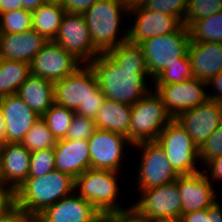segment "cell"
<instances>
[{
    "label": "cell",
    "mask_w": 222,
    "mask_h": 222,
    "mask_svg": "<svg viewBox=\"0 0 222 222\" xmlns=\"http://www.w3.org/2000/svg\"><path fill=\"white\" fill-rule=\"evenodd\" d=\"M89 65L106 99L133 105L152 89V78L139 45L127 41L100 53Z\"/></svg>",
    "instance_id": "6da1fadb"
},
{
    "label": "cell",
    "mask_w": 222,
    "mask_h": 222,
    "mask_svg": "<svg viewBox=\"0 0 222 222\" xmlns=\"http://www.w3.org/2000/svg\"><path fill=\"white\" fill-rule=\"evenodd\" d=\"M74 192L75 179L55 169L40 177H28L14 192V203L36 217Z\"/></svg>",
    "instance_id": "7a4b0ae2"
},
{
    "label": "cell",
    "mask_w": 222,
    "mask_h": 222,
    "mask_svg": "<svg viewBox=\"0 0 222 222\" xmlns=\"http://www.w3.org/2000/svg\"><path fill=\"white\" fill-rule=\"evenodd\" d=\"M128 12L121 0H98L83 14L93 46L100 53H107L128 41V31L121 30V19L126 18Z\"/></svg>",
    "instance_id": "3957f363"
},
{
    "label": "cell",
    "mask_w": 222,
    "mask_h": 222,
    "mask_svg": "<svg viewBox=\"0 0 222 222\" xmlns=\"http://www.w3.org/2000/svg\"><path fill=\"white\" fill-rule=\"evenodd\" d=\"M118 175L121 174L111 170L90 168L75 179V192L101 214L128 211L131 205L123 208L118 200L120 196Z\"/></svg>",
    "instance_id": "277c9868"
},
{
    "label": "cell",
    "mask_w": 222,
    "mask_h": 222,
    "mask_svg": "<svg viewBox=\"0 0 222 222\" xmlns=\"http://www.w3.org/2000/svg\"><path fill=\"white\" fill-rule=\"evenodd\" d=\"M191 43L189 29L182 24L176 31L154 36L139 44L148 72L153 80L173 63H181V58L188 55Z\"/></svg>",
    "instance_id": "5b68a950"
},
{
    "label": "cell",
    "mask_w": 222,
    "mask_h": 222,
    "mask_svg": "<svg viewBox=\"0 0 222 222\" xmlns=\"http://www.w3.org/2000/svg\"><path fill=\"white\" fill-rule=\"evenodd\" d=\"M173 120L160 96L152 88L131 106L130 142L156 141L159 134Z\"/></svg>",
    "instance_id": "8992f818"
},
{
    "label": "cell",
    "mask_w": 222,
    "mask_h": 222,
    "mask_svg": "<svg viewBox=\"0 0 222 222\" xmlns=\"http://www.w3.org/2000/svg\"><path fill=\"white\" fill-rule=\"evenodd\" d=\"M156 141L164 149L168 161L179 176L202 171L197 164L200 161L199 148L175 119L165 127Z\"/></svg>",
    "instance_id": "52a82bcc"
},
{
    "label": "cell",
    "mask_w": 222,
    "mask_h": 222,
    "mask_svg": "<svg viewBox=\"0 0 222 222\" xmlns=\"http://www.w3.org/2000/svg\"><path fill=\"white\" fill-rule=\"evenodd\" d=\"M138 201L131 209L147 222L180 219L182 200L177 187V180L138 192Z\"/></svg>",
    "instance_id": "ba28073f"
},
{
    "label": "cell",
    "mask_w": 222,
    "mask_h": 222,
    "mask_svg": "<svg viewBox=\"0 0 222 222\" xmlns=\"http://www.w3.org/2000/svg\"><path fill=\"white\" fill-rule=\"evenodd\" d=\"M141 152L140 163L135 174L138 192L165 185L179 176L168 161L164 149L157 141H143L132 146Z\"/></svg>",
    "instance_id": "9c48e42d"
},
{
    "label": "cell",
    "mask_w": 222,
    "mask_h": 222,
    "mask_svg": "<svg viewBox=\"0 0 222 222\" xmlns=\"http://www.w3.org/2000/svg\"><path fill=\"white\" fill-rule=\"evenodd\" d=\"M55 104L76 111L88 98H105L89 64H83L63 80L54 82Z\"/></svg>",
    "instance_id": "30bf717a"
},
{
    "label": "cell",
    "mask_w": 222,
    "mask_h": 222,
    "mask_svg": "<svg viewBox=\"0 0 222 222\" xmlns=\"http://www.w3.org/2000/svg\"><path fill=\"white\" fill-rule=\"evenodd\" d=\"M82 64H90L100 52L93 46L83 14L65 13L53 40Z\"/></svg>",
    "instance_id": "8fae6325"
},
{
    "label": "cell",
    "mask_w": 222,
    "mask_h": 222,
    "mask_svg": "<svg viewBox=\"0 0 222 222\" xmlns=\"http://www.w3.org/2000/svg\"><path fill=\"white\" fill-rule=\"evenodd\" d=\"M152 86L173 119L208 100L207 83L198 78L188 79L181 83Z\"/></svg>",
    "instance_id": "7c38bea8"
},
{
    "label": "cell",
    "mask_w": 222,
    "mask_h": 222,
    "mask_svg": "<svg viewBox=\"0 0 222 222\" xmlns=\"http://www.w3.org/2000/svg\"><path fill=\"white\" fill-rule=\"evenodd\" d=\"M128 145L133 146L127 137L119 133L97 129L88 139L90 168L120 173Z\"/></svg>",
    "instance_id": "4fadbf2b"
},
{
    "label": "cell",
    "mask_w": 222,
    "mask_h": 222,
    "mask_svg": "<svg viewBox=\"0 0 222 222\" xmlns=\"http://www.w3.org/2000/svg\"><path fill=\"white\" fill-rule=\"evenodd\" d=\"M83 64L55 41H47L30 62L31 74L56 82L74 73Z\"/></svg>",
    "instance_id": "5bb4252c"
},
{
    "label": "cell",
    "mask_w": 222,
    "mask_h": 222,
    "mask_svg": "<svg viewBox=\"0 0 222 222\" xmlns=\"http://www.w3.org/2000/svg\"><path fill=\"white\" fill-rule=\"evenodd\" d=\"M128 14L134 19L128 31V42L139 45L154 36H161L176 31L182 23L169 14L146 9L143 5L129 9Z\"/></svg>",
    "instance_id": "9a60e30c"
},
{
    "label": "cell",
    "mask_w": 222,
    "mask_h": 222,
    "mask_svg": "<svg viewBox=\"0 0 222 222\" xmlns=\"http://www.w3.org/2000/svg\"><path fill=\"white\" fill-rule=\"evenodd\" d=\"M0 109L5 123V143H21L41 119L17 94L0 98Z\"/></svg>",
    "instance_id": "2e32d148"
},
{
    "label": "cell",
    "mask_w": 222,
    "mask_h": 222,
    "mask_svg": "<svg viewBox=\"0 0 222 222\" xmlns=\"http://www.w3.org/2000/svg\"><path fill=\"white\" fill-rule=\"evenodd\" d=\"M175 120L191 136L200 148L209 136L222 124L216 101L205 103L179 114Z\"/></svg>",
    "instance_id": "e0dca14e"
},
{
    "label": "cell",
    "mask_w": 222,
    "mask_h": 222,
    "mask_svg": "<svg viewBox=\"0 0 222 222\" xmlns=\"http://www.w3.org/2000/svg\"><path fill=\"white\" fill-rule=\"evenodd\" d=\"M101 213L76 192L45 208L38 222H94Z\"/></svg>",
    "instance_id": "ac0fdd59"
},
{
    "label": "cell",
    "mask_w": 222,
    "mask_h": 222,
    "mask_svg": "<svg viewBox=\"0 0 222 222\" xmlns=\"http://www.w3.org/2000/svg\"><path fill=\"white\" fill-rule=\"evenodd\" d=\"M177 187L182 200V215L207 209L218 201L215 188L203 171L178 176Z\"/></svg>",
    "instance_id": "d6986e66"
},
{
    "label": "cell",
    "mask_w": 222,
    "mask_h": 222,
    "mask_svg": "<svg viewBox=\"0 0 222 222\" xmlns=\"http://www.w3.org/2000/svg\"><path fill=\"white\" fill-rule=\"evenodd\" d=\"M30 156L21 143L1 144L0 178L13 192L28 178Z\"/></svg>",
    "instance_id": "ffe728a7"
},
{
    "label": "cell",
    "mask_w": 222,
    "mask_h": 222,
    "mask_svg": "<svg viewBox=\"0 0 222 222\" xmlns=\"http://www.w3.org/2000/svg\"><path fill=\"white\" fill-rule=\"evenodd\" d=\"M55 168L74 179L90 169L88 140H57L54 147Z\"/></svg>",
    "instance_id": "44dd1931"
},
{
    "label": "cell",
    "mask_w": 222,
    "mask_h": 222,
    "mask_svg": "<svg viewBox=\"0 0 222 222\" xmlns=\"http://www.w3.org/2000/svg\"><path fill=\"white\" fill-rule=\"evenodd\" d=\"M47 40L30 29L21 33L0 34V58L30 63Z\"/></svg>",
    "instance_id": "7402d4cb"
},
{
    "label": "cell",
    "mask_w": 222,
    "mask_h": 222,
    "mask_svg": "<svg viewBox=\"0 0 222 222\" xmlns=\"http://www.w3.org/2000/svg\"><path fill=\"white\" fill-rule=\"evenodd\" d=\"M188 56L194 78L208 82L222 72V43L191 42Z\"/></svg>",
    "instance_id": "603a6c76"
},
{
    "label": "cell",
    "mask_w": 222,
    "mask_h": 222,
    "mask_svg": "<svg viewBox=\"0 0 222 222\" xmlns=\"http://www.w3.org/2000/svg\"><path fill=\"white\" fill-rule=\"evenodd\" d=\"M17 95L42 117L55 103L54 83L30 74L20 86Z\"/></svg>",
    "instance_id": "cb8c5ba5"
},
{
    "label": "cell",
    "mask_w": 222,
    "mask_h": 222,
    "mask_svg": "<svg viewBox=\"0 0 222 222\" xmlns=\"http://www.w3.org/2000/svg\"><path fill=\"white\" fill-rule=\"evenodd\" d=\"M131 106L105 99L95 119L97 129L119 133L130 141Z\"/></svg>",
    "instance_id": "d4e9b609"
},
{
    "label": "cell",
    "mask_w": 222,
    "mask_h": 222,
    "mask_svg": "<svg viewBox=\"0 0 222 222\" xmlns=\"http://www.w3.org/2000/svg\"><path fill=\"white\" fill-rule=\"evenodd\" d=\"M65 10L58 3H45L32 11V29L42 35L47 41L54 40Z\"/></svg>",
    "instance_id": "484cf974"
},
{
    "label": "cell",
    "mask_w": 222,
    "mask_h": 222,
    "mask_svg": "<svg viewBox=\"0 0 222 222\" xmlns=\"http://www.w3.org/2000/svg\"><path fill=\"white\" fill-rule=\"evenodd\" d=\"M30 74V63L0 58V98L17 94Z\"/></svg>",
    "instance_id": "4316f807"
},
{
    "label": "cell",
    "mask_w": 222,
    "mask_h": 222,
    "mask_svg": "<svg viewBox=\"0 0 222 222\" xmlns=\"http://www.w3.org/2000/svg\"><path fill=\"white\" fill-rule=\"evenodd\" d=\"M188 29L191 42L222 43V10L214 15L193 21Z\"/></svg>",
    "instance_id": "83f0119b"
},
{
    "label": "cell",
    "mask_w": 222,
    "mask_h": 222,
    "mask_svg": "<svg viewBox=\"0 0 222 222\" xmlns=\"http://www.w3.org/2000/svg\"><path fill=\"white\" fill-rule=\"evenodd\" d=\"M74 115V110L67 109L66 107L54 103L41 118L56 140H60L66 137Z\"/></svg>",
    "instance_id": "f1b7e54d"
},
{
    "label": "cell",
    "mask_w": 222,
    "mask_h": 222,
    "mask_svg": "<svg viewBox=\"0 0 222 222\" xmlns=\"http://www.w3.org/2000/svg\"><path fill=\"white\" fill-rule=\"evenodd\" d=\"M56 143V138L42 118L31 127L21 142L30 152L54 148Z\"/></svg>",
    "instance_id": "f546056e"
},
{
    "label": "cell",
    "mask_w": 222,
    "mask_h": 222,
    "mask_svg": "<svg viewBox=\"0 0 222 222\" xmlns=\"http://www.w3.org/2000/svg\"><path fill=\"white\" fill-rule=\"evenodd\" d=\"M32 29V11L19 9L0 14V34L21 33Z\"/></svg>",
    "instance_id": "4dcf8cb0"
},
{
    "label": "cell",
    "mask_w": 222,
    "mask_h": 222,
    "mask_svg": "<svg viewBox=\"0 0 222 222\" xmlns=\"http://www.w3.org/2000/svg\"><path fill=\"white\" fill-rule=\"evenodd\" d=\"M194 78L189 56L181 58V63H173L161 72L154 80L153 85H167L181 83Z\"/></svg>",
    "instance_id": "1f68e13d"
},
{
    "label": "cell",
    "mask_w": 222,
    "mask_h": 222,
    "mask_svg": "<svg viewBox=\"0 0 222 222\" xmlns=\"http://www.w3.org/2000/svg\"><path fill=\"white\" fill-rule=\"evenodd\" d=\"M222 10V0H188L184 25L189 26L193 21L219 13Z\"/></svg>",
    "instance_id": "d6a6232c"
},
{
    "label": "cell",
    "mask_w": 222,
    "mask_h": 222,
    "mask_svg": "<svg viewBox=\"0 0 222 222\" xmlns=\"http://www.w3.org/2000/svg\"><path fill=\"white\" fill-rule=\"evenodd\" d=\"M55 169L54 148L31 152L28 177H40Z\"/></svg>",
    "instance_id": "836d02e7"
},
{
    "label": "cell",
    "mask_w": 222,
    "mask_h": 222,
    "mask_svg": "<svg viewBox=\"0 0 222 222\" xmlns=\"http://www.w3.org/2000/svg\"><path fill=\"white\" fill-rule=\"evenodd\" d=\"M146 9L175 16L182 24L188 7V0H145Z\"/></svg>",
    "instance_id": "e575fe53"
},
{
    "label": "cell",
    "mask_w": 222,
    "mask_h": 222,
    "mask_svg": "<svg viewBox=\"0 0 222 222\" xmlns=\"http://www.w3.org/2000/svg\"><path fill=\"white\" fill-rule=\"evenodd\" d=\"M96 130L95 120L75 114L64 139L88 140Z\"/></svg>",
    "instance_id": "d590c367"
},
{
    "label": "cell",
    "mask_w": 222,
    "mask_h": 222,
    "mask_svg": "<svg viewBox=\"0 0 222 222\" xmlns=\"http://www.w3.org/2000/svg\"><path fill=\"white\" fill-rule=\"evenodd\" d=\"M222 155V124L199 148V158L204 166L209 160Z\"/></svg>",
    "instance_id": "8d00e7d4"
},
{
    "label": "cell",
    "mask_w": 222,
    "mask_h": 222,
    "mask_svg": "<svg viewBox=\"0 0 222 222\" xmlns=\"http://www.w3.org/2000/svg\"><path fill=\"white\" fill-rule=\"evenodd\" d=\"M35 216L15 203L0 214V222H34Z\"/></svg>",
    "instance_id": "74e56055"
},
{
    "label": "cell",
    "mask_w": 222,
    "mask_h": 222,
    "mask_svg": "<svg viewBox=\"0 0 222 222\" xmlns=\"http://www.w3.org/2000/svg\"><path fill=\"white\" fill-rule=\"evenodd\" d=\"M106 98H88L75 111L76 115L95 120L101 105Z\"/></svg>",
    "instance_id": "f35d334b"
},
{
    "label": "cell",
    "mask_w": 222,
    "mask_h": 222,
    "mask_svg": "<svg viewBox=\"0 0 222 222\" xmlns=\"http://www.w3.org/2000/svg\"><path fill=\"white\" fill-rule=\"evenodd\" d=\"M204 166L202 171L210 182L222 181V155L209 160Z\"/></svg>",
    "instance_id": "ab89813d"
},
{
    "label": "cell",
    "mask_w": 222,
    "mask_h": 222,
    "mask_svg": "<svg viewBox=\"0 0 222 222\" xmlns=\"http://www.w3.org/2000/svg\"><path fill=\"white\" fill-rule=\"evenodd\" d=\"M104 222H147L132 209L123 212L104 214Z\"/></svg>",
    "instance_id": "60d3db41"
},
{
    "label": "cell",
    "mask_w": 222,
    "mask_h": 222,
    "mask_svg": "<svg viewBox=\"0 0 222 222\" xmlns=\"http://www.w3.org/2000/svg\"><path fill=\"white\" fill-rule=\"evenodd\" d=\"M98 0H64L61 6L67 13L84 14Z\"/></svg>",
    "instance_id": "b9f144b4"
},
{
    "label": "cell",
    "mask_w": 222,
    "mask_h": 222,
    "mask_svg": "<svg viewBox=\"0 0 222 222\" xmlns=\"http://www.w3.org/2000/svg\"><path fill=\"white\" fill-rule=\"evenodd\" d=\"M14 204V192L0 178V214Z\"/></svg>",
    "instance_id": "7bdbcfd3"
},
{
    "label": "cell",
    "mask_w": 222,
    "mask_h": 222,
    "mask_svg": "<svg viewBox=\"0 0 222 222\" xmlns=\"http://www.w3.org/2000/svg\"><path fill=\"white\" fill-rule=\"evenodd\" d=\"M210 86L213 90L210 89ZM207 87H209V89H207L208 100L216 101L222 98V72L211 78L207 82Z\"/></svg>",
    "instance_id": "ee69618b"
},
{
    "label": "cell",
    "mask_w": 222,
    "mask_h": 222,
    "mask_svg": "<svg viewBox=\"0 0 222 222\" xmlns=\"http://www.w3.org/2000/svg\"><path fill=\"white\" fill-rule=\"evenodd\" d=\"M181 222H209L208 208L185 213L180 217Z\"/></svg>",
    "instance_id": "f6af8a7d"
},
{
    "label": "cell",
    "mask_w": 222,
    "mask_h": 222,
    "mask_svg": "<svg viewBox=\"0 0 222 222\" xmlns=\"http://www.w3.org/2000/svg\"><path fill=\"white\" fill-rule=\"evenodd\" d=\"M24 9L21 0H0V14Z\"/></svg>",
    "instance_id": "bcb514c9"
},
{
    "label": "cell",
    "mask_w": 222,
    "mask_h": 222,
    "mask_svg": "<svg viewBox=\"0 0 222 222\" xmlns=\"http://www.w3.org/2000/svg\"><path fill=\"white\" fill-rule=\"evenodd\" d=\"M216 201L212 206L208 207L209 222H222V204Z\"/></svg>",
    "instance_id": "7dc6e473"
},
{
    "label": "cell",
    "mask_w": 222,
    "mask_h": 222,
    "mask_svg": "<svg viewBox=\"0 0 222 222\" xmlns=\"http://www.w3.org/2000/svg\"><path fill=\"white\" fill-rule=\"evenodd\" d=\"M23 3V7L26 10L34 11L36 10L40 5H43L46 3L45 0H21Z\"/></svg>",
    "instance_id": "c3c4849f"
},
{
    "label": "cell",
    "mask_w": 222,
    "mask_h": 222,
    "mask_svg": "<svg viewBox=\"0 0 222 222\" xmlns=\"http://www.w3.org/2000/svg\"><path fill=\"white\" fill-rule=\"evenodd\" d=\"M121 2L128 8H134L144 4L145 0H121Z\"/></svg>",
    "instance_id": "681fc988"
},
{
    "label": "cell",
    "mask_w": 222,
    "mask_h": 222,
    "mask_svg": "<svg viewBox=\"0 0 222 222\" xmlns=\"http://www.w3.org/2000/svg\"><path fill=\"white\" fill-rule=\"evenodd\" d=\"M5 143V123L0 109V144Z\"/></svg>",
    "instance_id": "f907efd6"
},
{
    "label": "cell",
    "mask_w": 222,
    "mask_h": 222,
    "mask_svg": "<svg viewBox=\"0 0 222 222\" xmlns=\"http://www.w3.org/2000/svg\"><path fill=\"white\" fill-rule=\"evenodd\" d=\"M216 103L219 107L220 117H221V122H222V98H219L218 100H216Z\"/></svg>",
    "instance_id": "816d5d0a"
},
{
    "label": "cell",
    "mask_w": 222,
    "mask_h": 222,
    "mask_svg": "<svg viewBox=\"0 0 222 222\" xmlns=\"http://www.w3.org/2000/svg\"><path fill=\"white\" fill-rule=\"evenodd\" d=\"M46 3H58V4H62L64 0H45Z\"/></svg>",
    "instance_id": "f5cc1de1"
},
{
    "label": "cell",
    "mask_w": 222,
    "mask_h": 222,
    "mask_svg": "<svg viewBox=\"0 0 222 222\" xmlns=\"http://www.w3.org/2000/svg\"><path fill=\"white\" fill-rule=\"evenodd\" d=\"M94 222H104V214H101Z\"/></svg>",
    "instance_id": "db71d44e"
},
{
    "label": "cell",
    "mask_w": 222,
    "mask_h": 222,
    "mask_svg": "<svg viewBox=\"0 0 222 222\" xmlns=\"http://www.w3.org/2000/svg\"><path fill=\"white\" fill-rule=\"evenodd\" d=\"M156 222H181L180 219H174V220H160Z\"/></svg>",
    "instance_id": "11a10c76"
},
{
    "label": "cell",
    "mask_w": 222,
    "mask_h": 222,
    "mask_svg": "<svg viewBox=\"0 0 222 222\" xmlns=\"http://www.w3.org/2000/svg\"><path fill=\"white\" fill-rule=\"evenodd\" d=\"M0 167H1V144H0Z\"/></svg>",
    "instance_id": "9f6ffc18"
}]
</instances>
